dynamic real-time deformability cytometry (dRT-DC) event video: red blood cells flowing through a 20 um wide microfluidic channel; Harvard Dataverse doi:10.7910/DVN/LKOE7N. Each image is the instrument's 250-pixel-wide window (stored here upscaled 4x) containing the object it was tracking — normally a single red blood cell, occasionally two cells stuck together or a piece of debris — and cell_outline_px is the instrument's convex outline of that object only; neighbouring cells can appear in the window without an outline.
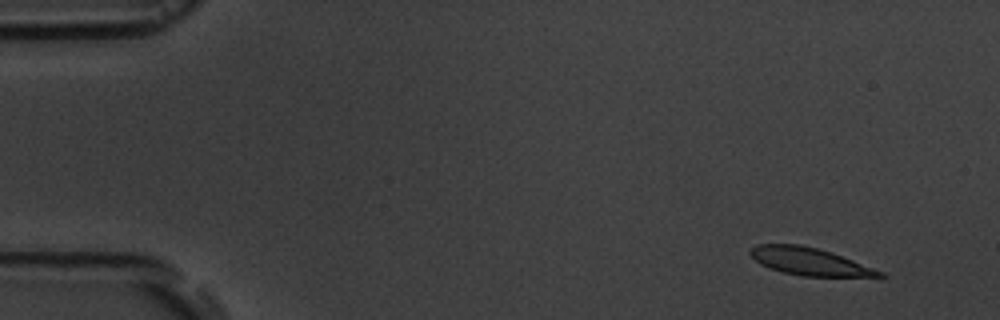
{"species": "common noctule bat (a hibernating species)", "species_latin": "Nyctalus noctula", "temperature_condition": "room temperature", "stored_images_in_passage": 17, "camera_frame_rate_fps": 3000, "um_per_image_px": 0.085, "animal": {"sex": "male", "body_mass_g": 19.5, "forearm_length_mm": 54.6}, "frame": {"image": 1, "passage_image": 2, "time_ms": 1.333, "image_size_px": [1000, 320], "cell_outline_px": [[888, 276], [880, 280], [800, 276], [768, 268], [760, 264], [748, 252], [756, 244], [800, 244], [816, 248], [852, 260], [884, 272]], "centroid_in_image_um": [68.99, 22.3], "position_along_channel_um": 16.0, "area_um2": 21.56}}
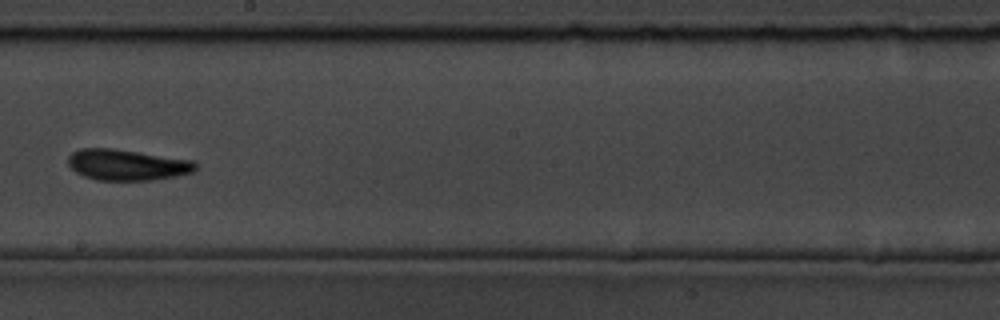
{"frame": {"image": 2, "passage_image": 10, "time_ms": 10.667, "image_size_px": [1000, 320], "cell_outline_px": [[196, 172], [176, 176], [152, 180], [96, 180], [84, 176], [76, 172], [68, 164], [68, 156], [72, 152], [80, 148], [112, 148], [192, 160], [196, 164]], "centroid_in_image_um": [10.79, 14.01], "position_along_channel_um": 237.4, "area_um2": 23.0}}
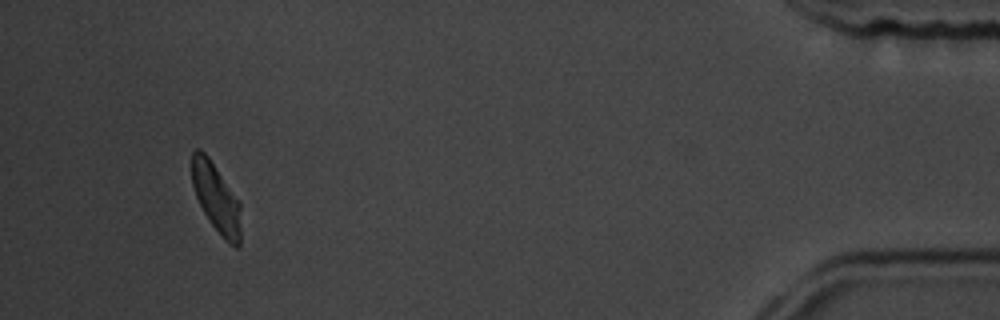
{"frame": {"image": 3, "passage_image": 16, "time_ms": 17.667, "image_size_px": [1000, 320], "cell_outline_px": [[240, 244], [236, 248], [228, 244], [208, 220], [196, 196], [192, 184], [192, 152], [196, 148], [200, 148], [208, 156], [240, 200]], "centroid_in_image_um": [18.39, 16.82], "position_along_channel_um": 416.8, "area_um2": 19.83}, "authors_computed_cell_mechanics": {"area_um2": 21.7906, "velocity_mm_per_s": 3.5635, "shape_relaxation_time_tau1_ms": 6.0526, "shape_relaxation_time_tau2_ms": 1.5734, "deformation_change_tau1": 0.1447, "deformation_change_tau2": 0.0544}}